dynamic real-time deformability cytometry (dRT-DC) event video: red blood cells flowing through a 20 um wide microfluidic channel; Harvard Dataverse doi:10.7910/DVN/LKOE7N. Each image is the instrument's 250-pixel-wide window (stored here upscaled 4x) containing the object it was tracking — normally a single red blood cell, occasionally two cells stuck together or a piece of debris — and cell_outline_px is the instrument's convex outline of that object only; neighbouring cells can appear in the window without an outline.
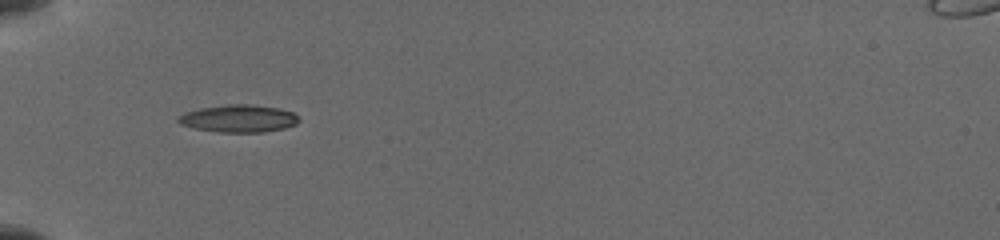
{"species": "common noctule bat (a hibernating species)", "species_latin": "Nyctalus noctula", "temperature_condition": "cold", "stored_images_in_passage": 71, "camera_frame_rate_fps": 3000, "um_per_image_px": 0.085, "animal": {"sex": "female", "body_mass_g": 19.5, "forearm_length_mm": 54.1}, "frame": {"image": 1, "passage_image": 1, "time_ms": 0.0, "image_size_px": [1000, 240], "cell_outline_px": [[300, 120], [296, 124], [284, 128], [264, 132], [216, 132], [192, 128], [180, 124], [176, 120], [176, 116], [184, 112], [200, 108], [224, 104], [252, 104], [280, 108], [292, 112], [300, 116]], "centroid_in_image_um": [20.26, 10.07], "position_along_channel_um": 64.7, "area_um2": 19.71}}
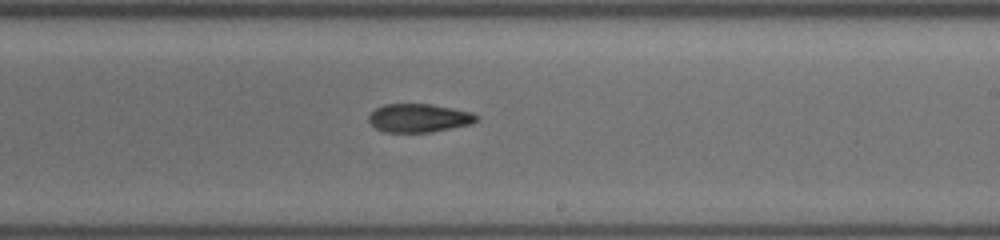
{"frame": {"image": 2, "passage_image": 38, "time_ms": 5.0, "image_size_px": [1000, 240], "cell_outline_px": [[480, 116], [472, 124], [432, 132], [384, 132], [376, 128], [368, 120], [368, 116], [376, 108], [384, 104], [432, 104], [472, 112]], "centroid_in_image_um": [35.62, 10.03], "position_along_channel_um": 253.4, "area_um2": 17.92}}
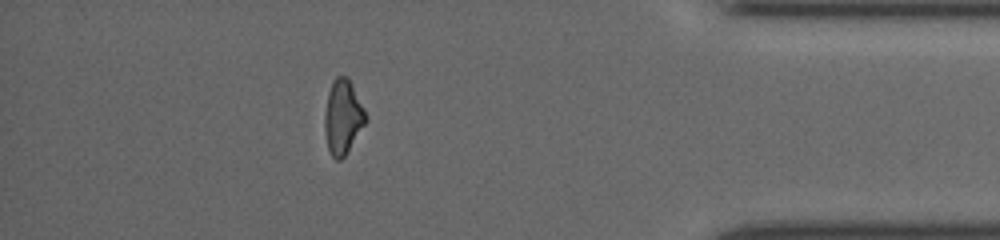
{"frame": {"image": 3, "passage_image": 63, "time_ms": 9.667, "image_size_px": [1000, 240], "cell_outline_px": [[368, 120], [344, 156], [340, 160], [336, 160], [332, 156], [328, 148], [324, 128], [324, 112], [328, 92], [332, 80], [336, 76], [348, 76], [368, 116]], "centroid_in_image_um": [29.14, 9.91], "position_along_channel_um": 406.1, "area_um2": 17.92}}